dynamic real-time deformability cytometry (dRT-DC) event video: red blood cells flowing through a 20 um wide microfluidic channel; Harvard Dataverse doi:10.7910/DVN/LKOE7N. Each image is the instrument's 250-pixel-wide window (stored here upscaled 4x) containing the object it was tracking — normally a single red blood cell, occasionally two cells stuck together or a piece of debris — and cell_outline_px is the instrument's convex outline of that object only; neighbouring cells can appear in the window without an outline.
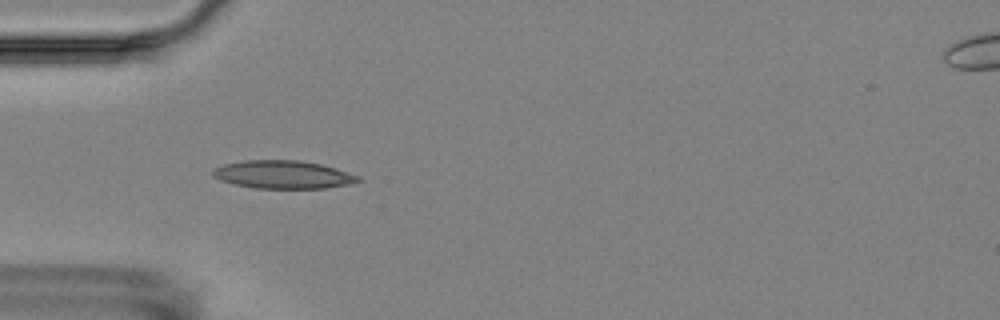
{"species": "Egyptian fruit bat (a non-hibernating species)", "species_latin": "Rousettus aegyptiacus", "temperature_condition": "room temperature", "stored_images_in_passage": 7, "camera_frame_rate_fps": 3000, "um_per_image_px": 0.085, "animal": {"sex": "female"}, "frame": {"image": 1, "passage_image": 6, "time_ms": 6.667, "image_size_px": [1000, 320], "cell_outline_px": [[360, 180], [348, 184], [324, 188], [256, 188], [236, 184], [220, 180], [212, 176], [212, 168], [224, 164], [244, 160], [300, 160], [320, 164], [336, 168], [360, 176]], "centroid_in_image_um": [24.03, 14.83], "position_along_channel_um": 61.0, "area_um2": 23.64}}